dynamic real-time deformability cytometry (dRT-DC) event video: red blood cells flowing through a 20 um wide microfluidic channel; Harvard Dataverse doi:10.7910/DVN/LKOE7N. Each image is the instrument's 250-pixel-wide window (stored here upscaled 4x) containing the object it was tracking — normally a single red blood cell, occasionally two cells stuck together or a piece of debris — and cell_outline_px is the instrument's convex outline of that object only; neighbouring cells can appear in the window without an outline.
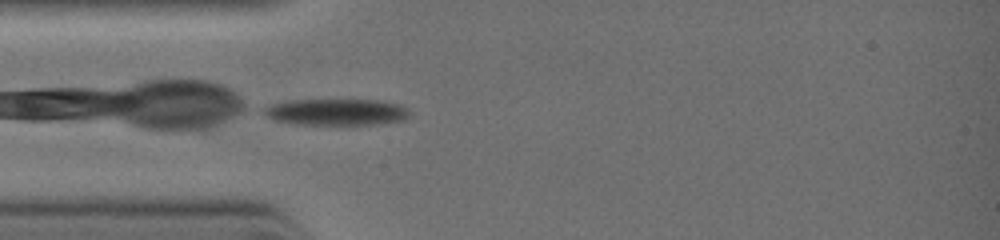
{"species": "common noctule bat (a hibernating species)", "species_latin": "Nyctalus noctula", "temperature_condition": "warm", "stored_images_in_passage": 16, "camera_frame_rate_fps": 3000, "um_per_image_px": 0.085, "animal": {"sex": "female", "body_mass_g": 19.0, "forearm_length_mm": 51.5}, "frame": {"image": 1, "passage_image": 1, "time_ms": 0.0, "image_size_px": [1000, 240], "cell_outline_px": [[408, 116], [400, 120], [372, 124], [296, 124], [276, 120], [268, 116], [264, 112], [264, 108], [272, 104], [288, 100], [384, 100], [400, 104], [408, 108]], "centroid_in_image_um": [28.61, 9.5], "position_along_channel_um": 56.4, "area_um2": 22.14}}
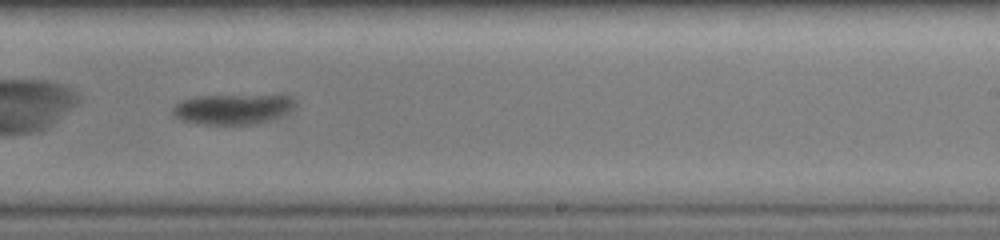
{"frame": {"image": 2, "passage_image": 12, "time_ms": 4.0, "image_size_px": [1000, 240], "cell_outline_px": [[296, 108], [280, 116], [256, 124], [200, 124], [180, 120], [172, 112], [172, 108], [180, 100], [196, 96], [280, 92], [292, 96], [296, 100]], "centroid_in_image_um": [19.9, 9.2], "position_along_channel_um": 269.1, "area_um2": 22.89}}
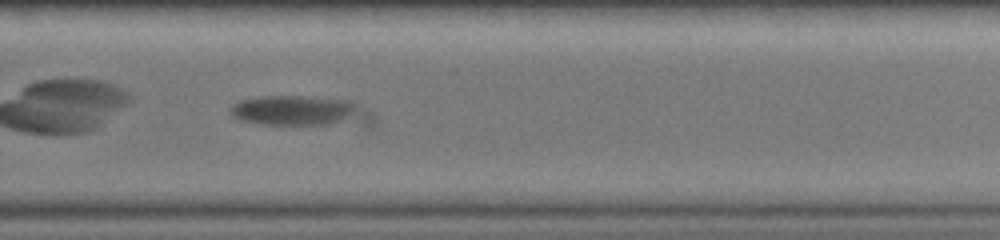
{"frame": {"image": 3, "passage_image": 14, "time_ms": 4.667, "image_size_px": [1000, 240], "cell_outline_px": [[376, 120], [372, 128], [296, 128], [260, 124], [240, 120], [232, 116], [232, 108], [240, 100], [260, 96], [300, 96], [356, 100], [372, 112], [376, 116]], "centroid_in_image_um": [25.87, 9.55], "position_along_channel_um": 303.9, "area_um2": 27.98}}